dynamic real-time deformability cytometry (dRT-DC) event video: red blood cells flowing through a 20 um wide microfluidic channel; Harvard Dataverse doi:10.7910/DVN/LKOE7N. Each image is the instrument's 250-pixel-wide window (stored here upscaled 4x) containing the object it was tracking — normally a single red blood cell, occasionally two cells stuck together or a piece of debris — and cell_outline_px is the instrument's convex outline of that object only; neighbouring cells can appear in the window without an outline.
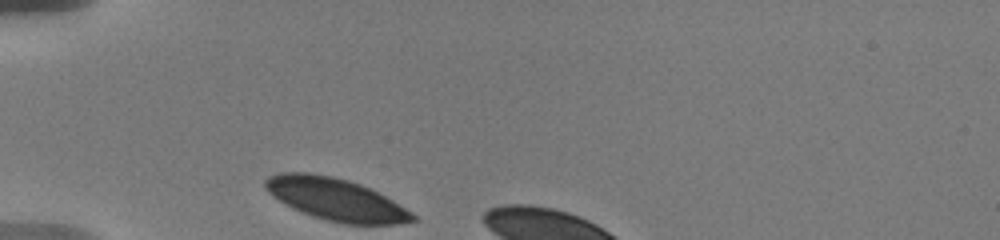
{"species": "human", "species_latin": "Homo sapiens", "temperature_condition": "warm", "stored_images_in_passage": 4, "camera_frame_rate_fps": 3000, "um_per_image_px": 0.085, "donor": {"sex": "male"}, "frame": {"image": 1, "passage_image": 1, "time_ms": 0.0, "image_size_px": [1000, 240], "cell_outline_px": [[420, 220], [400, 224], [344, 224], [312, 216], [292, 208], [272, 196], [264, 188], [264, 180], [268, 176], [280, 172], [308, 172], [332, 176], [348, 180], [360, 184], [392, 200], [412, 212]], "centroid_in_image_um": [28.53, 16.94], "position_along_channel_um": 56.5, "area_um2": 36.3}}